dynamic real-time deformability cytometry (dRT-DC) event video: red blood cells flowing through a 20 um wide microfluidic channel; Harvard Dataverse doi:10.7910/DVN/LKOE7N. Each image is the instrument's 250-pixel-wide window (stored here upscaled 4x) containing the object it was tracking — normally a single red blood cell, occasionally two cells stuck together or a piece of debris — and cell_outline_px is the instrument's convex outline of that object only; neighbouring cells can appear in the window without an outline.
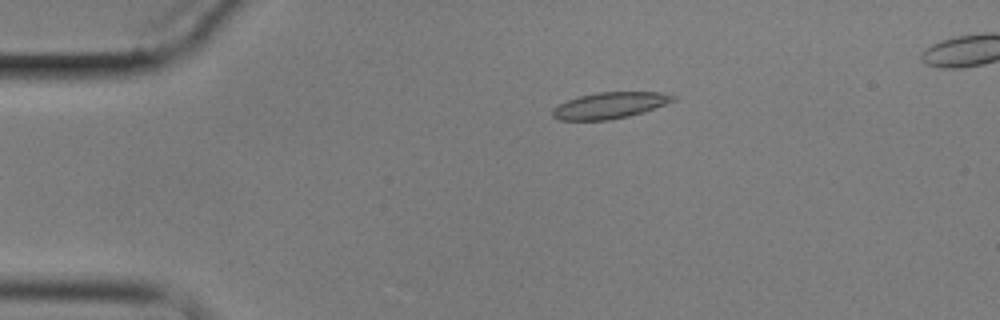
{"species": "common noctule bat (a hibernating species)", "species_latin": "Nyctalus noctula", "temperature_condition": "cold", "stored_images_in_passage": 5, "camera_frame_rate_fps": 3000, "um_per_image_px": 0.085, "animal": {"sex": "male", "body_mass_g": 17.9}, "frame": {"image": 1, "passage_image": 5, "time_ms": 5.667, "image_size_px": [1000, 320], "cell_outline_px": [[676, 100], [644, 112], [628, 116], [608, 120], [560, 120], [552, 116], [552, 112], [560, 104], [568, 100], [580, 96], [596, 92], [660, 92], [676, 96]], "centroid_in_image_um": [51.87, 8.95], "position_along_channel_um": 33.1, "area_um2": 18.26}}